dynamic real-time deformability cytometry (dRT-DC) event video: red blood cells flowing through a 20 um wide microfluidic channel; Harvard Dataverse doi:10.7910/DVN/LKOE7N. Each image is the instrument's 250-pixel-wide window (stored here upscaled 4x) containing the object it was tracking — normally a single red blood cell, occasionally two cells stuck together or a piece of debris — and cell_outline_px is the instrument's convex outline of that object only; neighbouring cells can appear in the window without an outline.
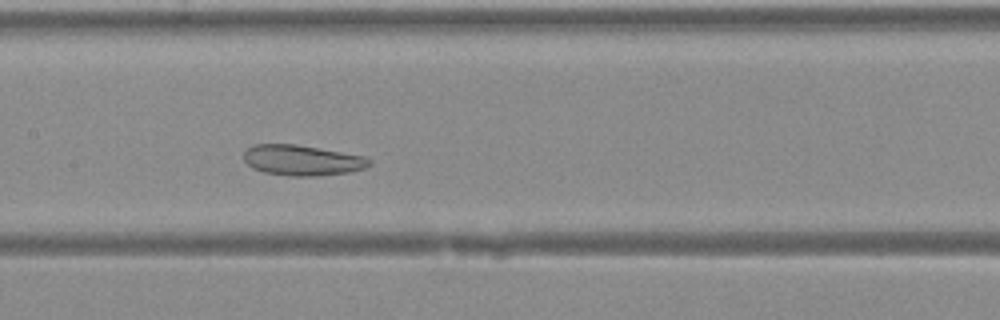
{"species": "Egyptian fruit bat (a non-hibernating species)", "species_latin": "Rousettus aegyptiacus", "temperature_condition": "warm", "stored_images_in_passage": 32, "camera_frame_rate_fps": 3000, "um_per_image_px": 0.085, "animal": {"sex": "female"}, "frame": {"image": 1, "passage_image": 11, "time_ms": 3.333, "image_size_px": [1000, 320], "cell_outline_px": [[372, 164], [364, 168], [348, 172], [316, 176], [288, 176], [264, 172], [252, 168], [244, 160], [244, 152], [252, 144], [296, 144], [364, 156], [372, 160]], "centroid_in_image_um": [25.67, 13.62], "position_along_channel_um": 181.7, "area_um2": 22.31}}
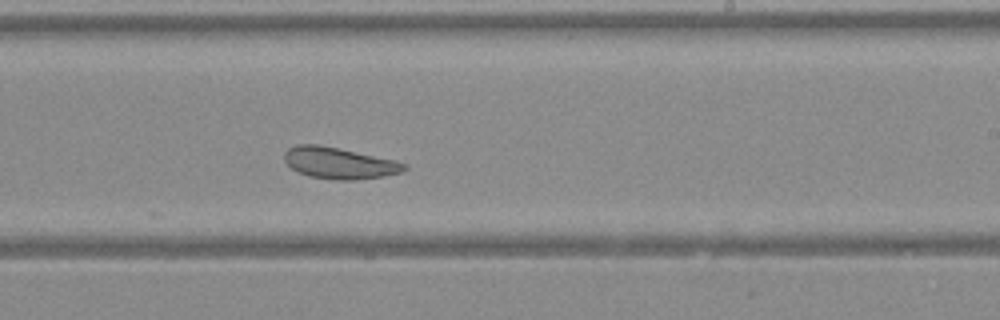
{"frame": {"image": 2, "passage_image": 16, "time_ms": 5.0, "image_size_px": [1000, 320], "cell_outline_px": [[408, 168], [404, 172], [384, 176], [352, 180], [336, 180], [308, 176], [292, 168], [284, 160], [284, 152], [288, 148], [296, 144], [320, 144], [396, 160], [408, 164]], "centroid_in_image_um": [28.86, 13.85], "position_along_channel_um": 260.1, "area_um2": 22.14}}
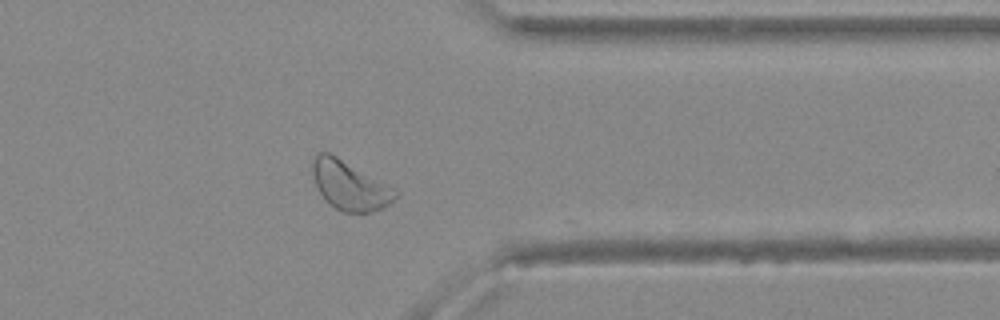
{"frame": {"image": 3, "passage_image": 24, "time_ms": 7.667, "image_size_px": [1000, 320], "cell_outline_px": [[400, 192], [388, 204], [372, 212], [344, 212], [336, 208], [320, 192], [316, 184], [312, 172], [312, 160], [316, 152], [328, 152], [336, 156], [396, 188]], "centroid_in_image_um": [29.74, 15.74], "position_along_channel_um": 381.7, "area_um2": 23.29}}